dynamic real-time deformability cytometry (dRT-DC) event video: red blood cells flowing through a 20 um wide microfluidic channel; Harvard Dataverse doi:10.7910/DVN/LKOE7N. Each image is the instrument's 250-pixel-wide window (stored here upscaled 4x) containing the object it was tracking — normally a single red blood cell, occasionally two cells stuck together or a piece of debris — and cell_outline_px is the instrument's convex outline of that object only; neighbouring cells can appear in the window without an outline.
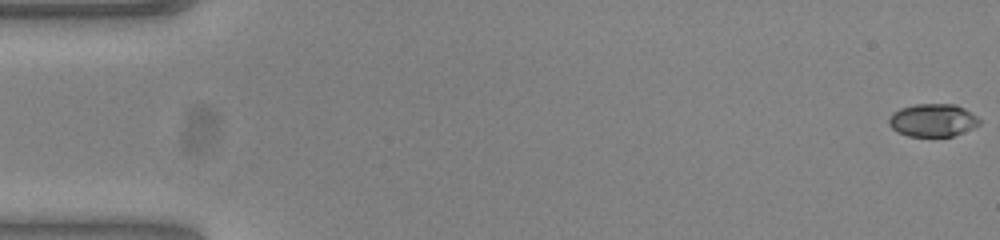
{"species": "common noctule bat (a hibernating species)", "species_latin": "Nyctalus noctula", "temperature_condition": "warm", "stored_images_in_passage": 54, "camera_frame_rate_fps": 3000, "um_per_image_px": 0.085, "animal": {"sex": "female", "body_mass_g": 23.0, "forearm_length_mm": 53.4}, "frame": {"image": 1, "passage_image": 1, "time_ms": 0.0, "image_size_px": [1000, 240], "cell_outline_px": [[980, 124], [964, 132], [952, 136], [908, 136], [896, 132], [888, 124], [888, 120], [892, 112], [900, 108], [916, 104], [956, 104], [964, 108], [976, 116], [980, 120]], "centroid_in_image_um": [79.26, 10.22], "position_along_channel_um": 5.7, "area_um2": 17.4}}
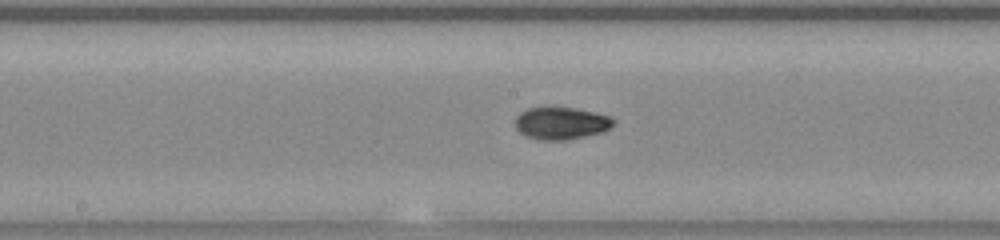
{"frame": {"image": 2, "passage_image": 28, "time_ms": 9.0, "image_size_px": [1000, 240], "cell_outline_px": [[612, 124], [604, 132], [568, 140], [540, 140], [528, 136], [520, 132], [516, 128], [516, 116], [520, 112], [528, 108], [576, 108], [608, 116], [612, 120]], "centroid_in_image_um": [47.67, 10.49], "position_along_channel_um": 200.5, "area_um2": 18.15}}
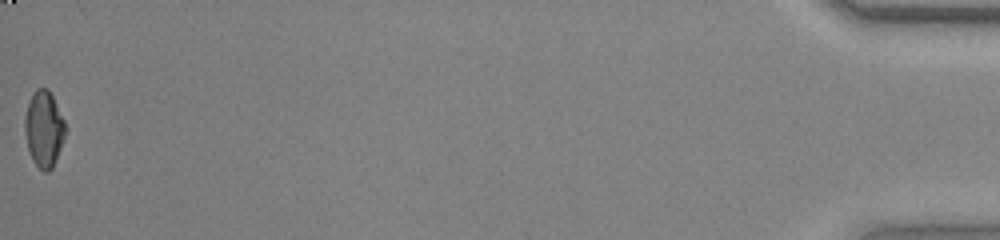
{"frame": {"image": 3, "passage_image": 54, "time_ms": 17.667, "image_size_px": [1000, 240], "cell_outline_px": [[64, 136], [60, 148], [52, 168], [48, 172], [44, 172], [32, 160], [28, 148], [24, 132], [24, 120], [28, 104], [32, 92], [36, 88], [48, 88], [64, 120]], "centroid_in_image_um": [3.7, 10.94], "position_along_channel_um": 431.5, "area_um2": 17.69}, "authors_computed_cell_mechanics": {"area_um2": 17.7446, "velocity_mm_per_s": 3.862, "shape_relaxation_time_tau1_ms": 6.5481, "shape_relaxation_time_tau2_ms": 2.9269, "deformation_change_tau1": 0.2017, "deformation_change_tau2": 0.0481}}